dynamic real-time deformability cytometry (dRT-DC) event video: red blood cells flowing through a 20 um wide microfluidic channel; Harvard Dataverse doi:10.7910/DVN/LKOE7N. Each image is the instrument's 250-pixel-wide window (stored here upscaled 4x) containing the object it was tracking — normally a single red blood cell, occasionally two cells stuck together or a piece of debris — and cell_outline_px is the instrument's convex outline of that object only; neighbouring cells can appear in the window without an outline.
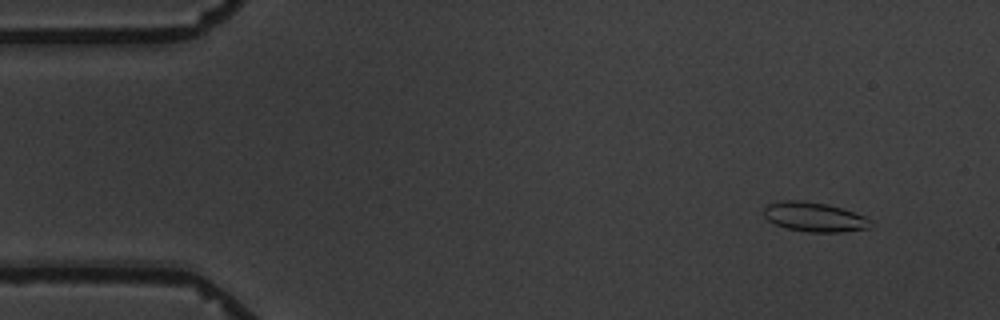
{"species": "common noctule bat (a hibernating species)", "species_latin": "Nyctalus noctula", "temperature_condition": "warm", "stored_images_in_passage": 4, "camera_frame_rate_fps": 3000, "um_per_image_px": 0.085, "animal": {"sex": "male", "body_mass_g": 19.5, "forearm_length_mm": 54.6}, "frame": {"image": 1, "passage_image": 2, "time_ms": 1.333, "image_size_px": [1000, 320], "cell_outline_px": [[868, 228], [840, 232], [808, 232], [788, 228], [776, 224], [768, 220], [764, 216], [764, 208], [768, 204], [780, 200], [796, 200], [828, 204], [864, 216], [868, 220]], "centroid_in_image_um": [69.15, 18.43], "position_along_channel_um": 15.9, "area_um2": 17.92}}